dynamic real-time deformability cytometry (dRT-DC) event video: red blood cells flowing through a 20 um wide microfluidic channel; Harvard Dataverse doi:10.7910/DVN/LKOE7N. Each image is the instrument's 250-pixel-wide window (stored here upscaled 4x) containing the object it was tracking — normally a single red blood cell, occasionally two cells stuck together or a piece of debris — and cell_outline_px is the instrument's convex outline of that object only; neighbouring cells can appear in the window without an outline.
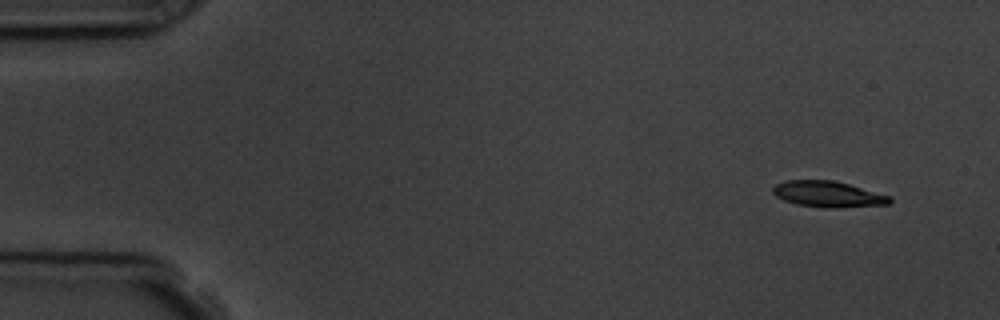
{"species": "common noctule bat (a hibernating species)", "species_latin": "Nyctalus noctula", "temperature_condition": "room temperature", "stored_images_in_passage": 6, "camera_frame_rate_fps": 3000, "um_per_image_px": 0.085, "animal": {"sex": "male", "body_mass_g": 19.5, "forearm_length_mm": 54.6}, "frame": {"image": 1, "passage_image": 1, "time_ms": 0.0, "image_size_px": [1000, 320], "cell_outline_px": [[892, 200], [888, 204], [836, 208], [824, 208], [796, 204], [784, 200], [776, 196], [772, 192], [772, 188], [776, 184], [784, 180], [832, 180], [848, 184], [892, 196]], "centroid_in_image_um": [70.37, 16.5], "position_along_channel_um": 14.6, "area_um2": 17.74}}
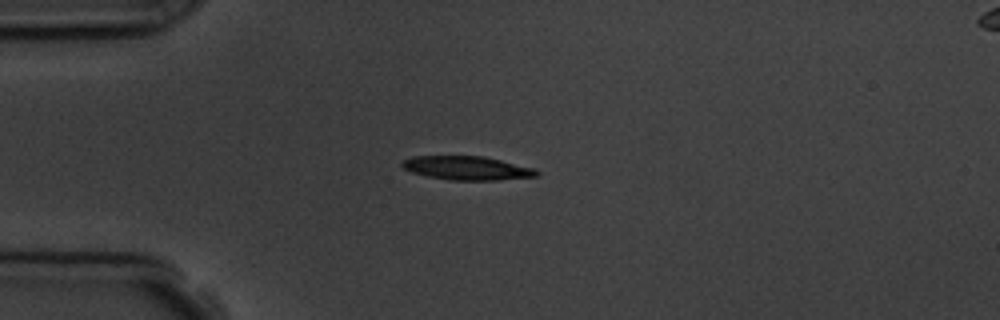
{"frame": {"image": 2, "passage_image": 4, "time_ms": 3.333, "image_size_px": [1000, 320], "cell_outline_px": [[540, 172], [536, 176], [500, 180], [452, 180], [428, 176], [412, 172], [404, 168], [400, 164], [404, 160], [412, 156], [484, 156], [536, 168]], "centroid_in_image_um": [39.73, 14.28], "position_along_channel_um": 45.3, "area_um2": 18.61}}
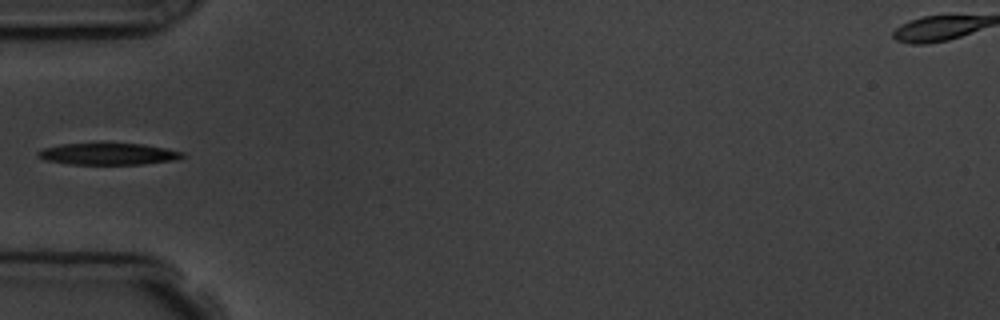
{"frame": {"image": 3, "passage_image": 5, "time_ms": 4.667, "image_size_px": [1000, 320], "cell_outline_px": [[184, 156], [176, 160], [144, 164], [68, 164], [44, 160], [36, 156], [36, 152], [44, 148], [60, 144], [144, 144], [184, 152]], "centroid_in_image_um": [9.18, 13.1], "position_along_channel_um": 75.8, "area_um2": 18.15}}